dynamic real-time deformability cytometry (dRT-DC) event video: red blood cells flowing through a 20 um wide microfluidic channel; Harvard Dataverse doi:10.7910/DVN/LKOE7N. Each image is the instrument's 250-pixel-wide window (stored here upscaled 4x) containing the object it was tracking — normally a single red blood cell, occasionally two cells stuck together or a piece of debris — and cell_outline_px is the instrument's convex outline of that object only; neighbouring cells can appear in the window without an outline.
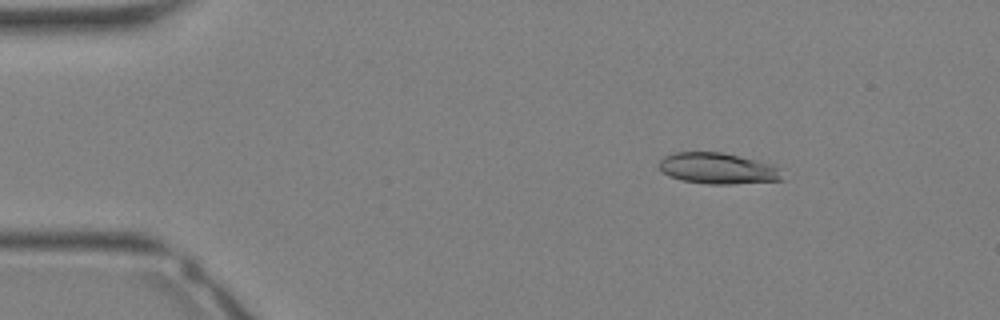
{"species": "Egyptian fruit bat (a non-hibernating species)", "species_latin": "Rousettus aegyptiacus", "temperature_condition": "warm", "stored_images_in_passage": 32, "camera_frame_rate_fps": 3000, "um_per_image_px": 0.085, "animal": {"sex": "female"}, "frame": {"image": 1, "passage_image": 4, "time_ms": 1.0, "image_size_px": [1000, 320], "cell_outline_px": [[784, 180], [732, 184], [708, 184], [680, 180], [668, 176], [660, 172], [656, 164], [664, 156], [676, 152], [720, 152], [756, 160], [772, 164], [776, 168]], "centroid_in_image_um": [60.91, 14.32], "position_along_channel_um": 24.1, "area_um2": 22.37}}
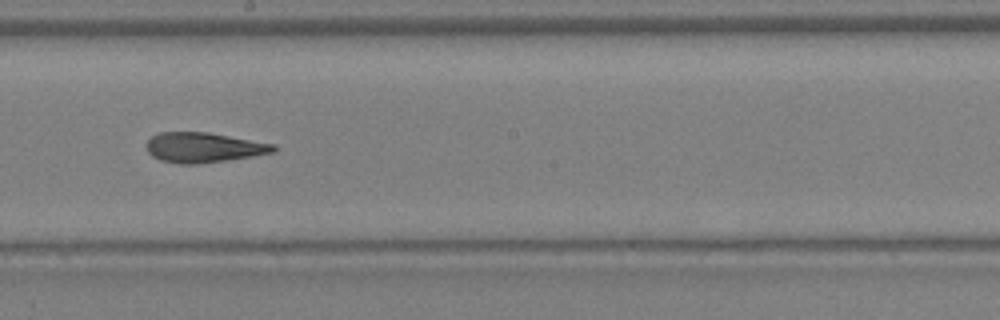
{"frame": {"image": 2, "passage_image": 18, "time_ms": 5.667, "image_size_px": [1000, 320], "cell_outline_px": [[276, 152], [252, 156], [196, 164], [180, 164], [160, 160], [152, 156], [148, 152], [148, 140], [152, 136], [160, 132], [208, 132], [276, 144]], "centroid_in_image_um": [17.33, 12.53], "position_along_channel_um": 230.9, "area_um2": 22.08}}
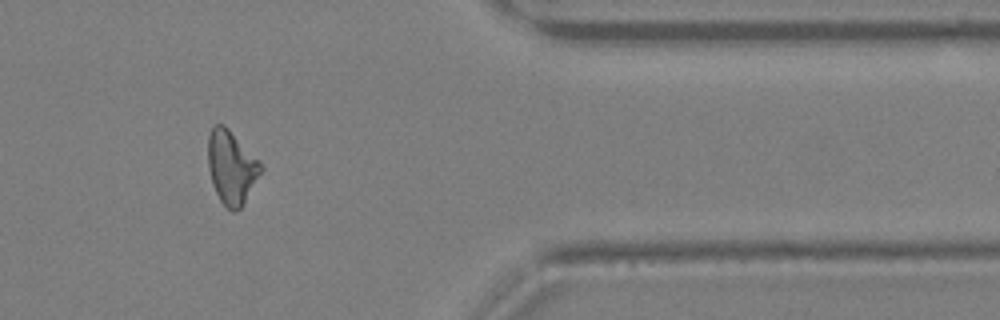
{"frame": {"image": 3, "passage_image": 27, "time_ms": 8.667, "image_size_px": [1000, 320], "cell_outline_px": [[264, 168], [244, 204], [236, 212], [232, 212], [224, 208], [212, 184], [208, 168], [208, 136], [212, 124], [224, 124], [260, 160]], "centroid_in_image_um": [19.68, 14.23], "position_along_channel_um": 391.7, "area_um2": 23.06}}